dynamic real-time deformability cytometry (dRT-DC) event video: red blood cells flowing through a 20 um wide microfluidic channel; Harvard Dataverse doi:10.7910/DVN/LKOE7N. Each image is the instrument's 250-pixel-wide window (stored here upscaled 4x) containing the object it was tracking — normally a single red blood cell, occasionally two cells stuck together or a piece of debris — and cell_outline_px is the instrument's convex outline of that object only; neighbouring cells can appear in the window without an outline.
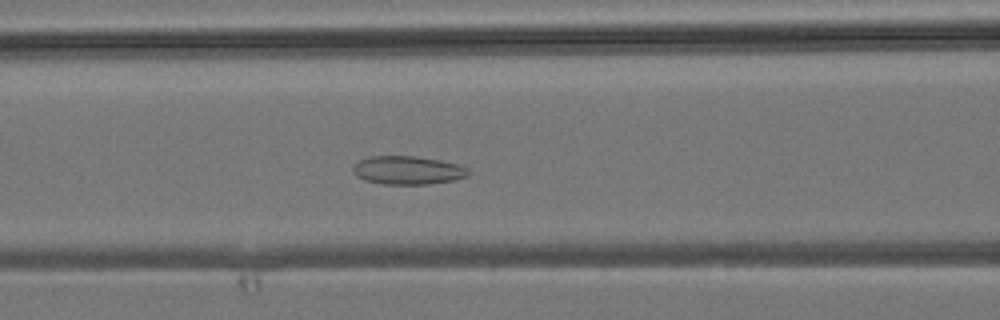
{"species": "common noctule bat (a hibernating species)", "species_latin": "Nyctalus noctula", "temperature_condition": "room temperature", "stored_images_in_passage": 44, "camera_frame_rate_fps": 3000, "um_per_image_px": 0.085, "animal": {"sex": "male", "body_mass_g": 19.2, "forearm_length_mm": 51.8}, "frame": {"image": 1, "passage_image": 18, "time_ms": 5.667, "image_size_px": [1000, 320], "cell_outline_px": [[472, 172], [468, 176], [456, 180], [428, 184], [384, 184], [364, 180], [356, 176], [352, 172], [352, 164], [368, 156], [416, 156], [440, 160], [456, 164], [468, 168]], "centroid_in_image_um": [34.65, 14.47], "position_along_channel_um": 132.0, "area_um2": 19.36}}
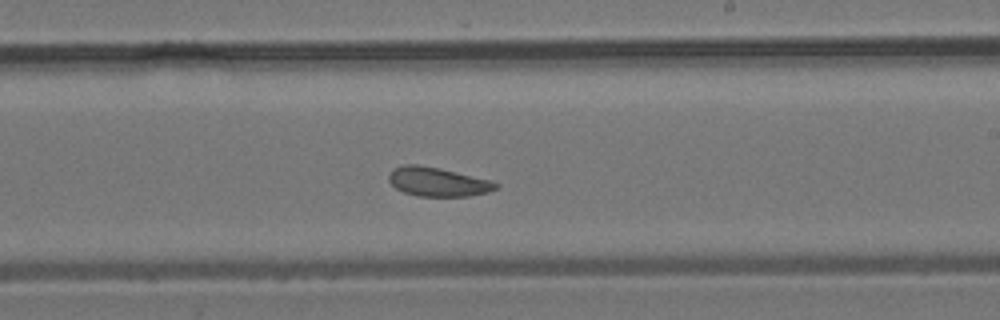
{"frame": {"image": 2, "passage_image": 26, "time_ms": 8.333, "image_size_px": [1000, 320], "cell_outline_px": [[500, 184], [496, 188], [488, 192], [468, 196], [416, 196], [404, 192], [396, 188], [388, 180], [388, 176], [392, 168], [404, 164], [416, 164], [440, 168], [488, 180]], "centroid_in_image_um": [37.15, 15.45], "position_along_channel_um": 251.8, "area_um2": 17.98}}
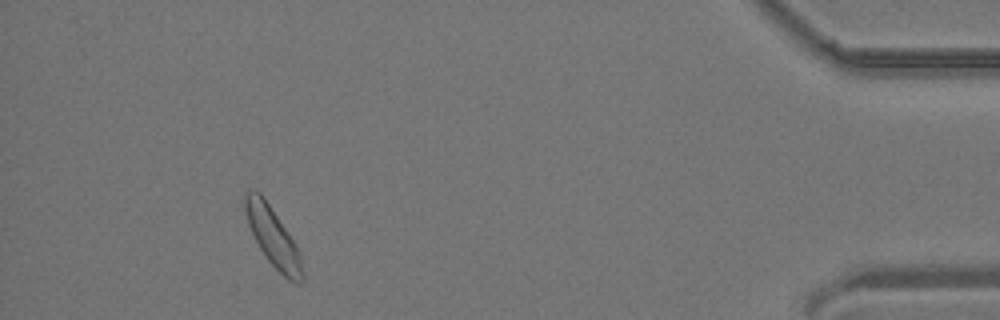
{"frame": {"image": 3, "passage_image": 41, "time_ms": 13.333, "image_size_px": [1000, 320], "cell_outline_px": [[304, 280], [296, 284], [288, 280], [268, 260], [260, 248], [248, 224], [244, 208], [244, 192], [260, 192], [264, 196], [296, 244], [300, 252], [304, 276]], "centroid_in_image_um": [23.22, 20.16], "position_along_channel_um": 412.0, "area_um2": 19.54}}